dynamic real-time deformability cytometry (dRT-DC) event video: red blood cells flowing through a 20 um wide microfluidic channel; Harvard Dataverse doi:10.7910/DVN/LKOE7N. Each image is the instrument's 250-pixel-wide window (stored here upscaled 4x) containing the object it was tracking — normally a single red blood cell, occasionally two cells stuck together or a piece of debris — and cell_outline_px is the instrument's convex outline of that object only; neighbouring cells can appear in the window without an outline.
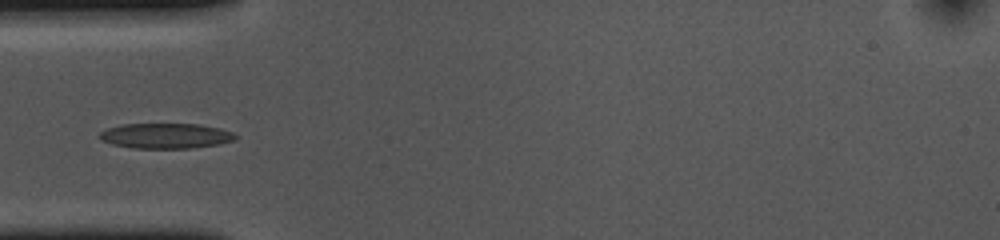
{"species": "common noctule bat (a hibernating species)", "species_latin": "Nyctalus noctula", "temperature_condition": "cold", "stored_images_in_passage": 39, "camera_frame_rate_fps": 3000, "um_per_image_px": 0.085, "animal": {"sex": "female", "body_mass_g": 10.0, "forearm_length_mm": 53.1}, "frame": {"image": 1, "passage_image": 1, "time_ms": 0.0, "image_size_px": [1000, 240], "cell_outline_px": [[236, 140], [220, 144], [188, 148], [132, 148], [112, 144], [100, 140], [100, 132], [108, 128], [120, 124], [200, 124], [220, 128], [232, 132], [236, 136]], "centroid_in_image_um": [14.09, 11.54], "position_along_channel_um": 70.9, "area_um2": 20.0}}
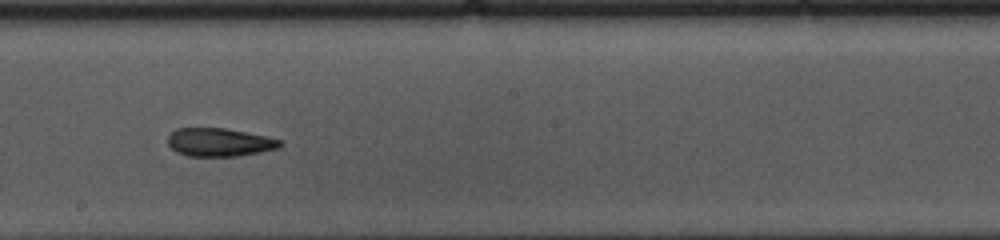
{"frame": {"image": 2, "passage_image": 14, "time_ms": 4.333, "image_size_px": [1000, 240], "cell_outline_px": [[284, 144], [280, 148], [260, 152], [236, 156], [188, 156], [176, 152], [168, 144], [168, 136], [176, 128], [224, 128], [268, 136], [280, 140]], "centroid_in_image_um": [18.67, 12.09], "position_along_channel_um": 229.5, "area_um2": 18.55}}
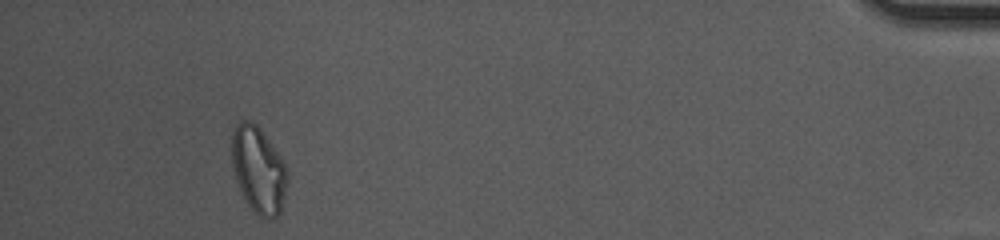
{"frame": {"image": 3, "passage_image": 35, "time_ms": 11.333, "image_size_px": [1000, 240], "cell_outline_px": [[288, 180], [280, 212], [276, 216], [260, 216], [252, 212], [240, 192], [232, 168], [232, 132], [236, 124], [240, 120], [252, 120], [260, 128], [280, 156], [284, 164], [288, 176]], "centroid_in_image_um": [21.94, 14.41], "position_along_channel_um": 413.3, "area_um2": 27.92}}